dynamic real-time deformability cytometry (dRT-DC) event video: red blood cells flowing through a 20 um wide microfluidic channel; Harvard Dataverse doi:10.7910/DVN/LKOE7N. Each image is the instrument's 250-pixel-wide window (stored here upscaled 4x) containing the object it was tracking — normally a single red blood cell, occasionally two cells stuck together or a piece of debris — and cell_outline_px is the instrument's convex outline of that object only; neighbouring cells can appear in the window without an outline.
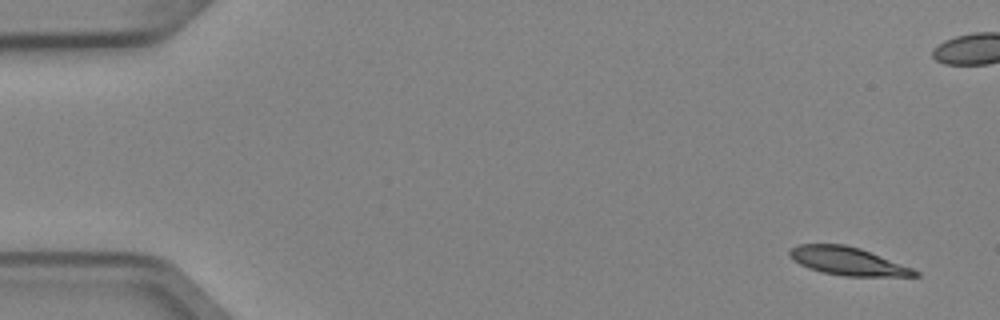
{"species": "Egyptian fruit bat (a non-hibernating species)", "species_latin": "Rousettus aegyptiacus", "temperature_condition": "cold", "stored_images_in_passage": 4, "camera_frame_rate_fps": 3000, "um_per_image_px": 0.085, "animal": {"sex": "female"}, "frame": {"image": 1, "passage_image": 1, "time_ms": 0.0, "image_size_px": [1000, 320], "cell_outline_px": [[920, 276], [844, 276], [824, 272], [808, 268], [792, 260], [788, 256], [788, 252], [796, 244], [844, 244], [860, 248], [912, 268], [920, 272]], "centroid_in_image_um": [72.02, 22.19], "position_along_channel_um": 13.0, "area_um2": 20.4}}